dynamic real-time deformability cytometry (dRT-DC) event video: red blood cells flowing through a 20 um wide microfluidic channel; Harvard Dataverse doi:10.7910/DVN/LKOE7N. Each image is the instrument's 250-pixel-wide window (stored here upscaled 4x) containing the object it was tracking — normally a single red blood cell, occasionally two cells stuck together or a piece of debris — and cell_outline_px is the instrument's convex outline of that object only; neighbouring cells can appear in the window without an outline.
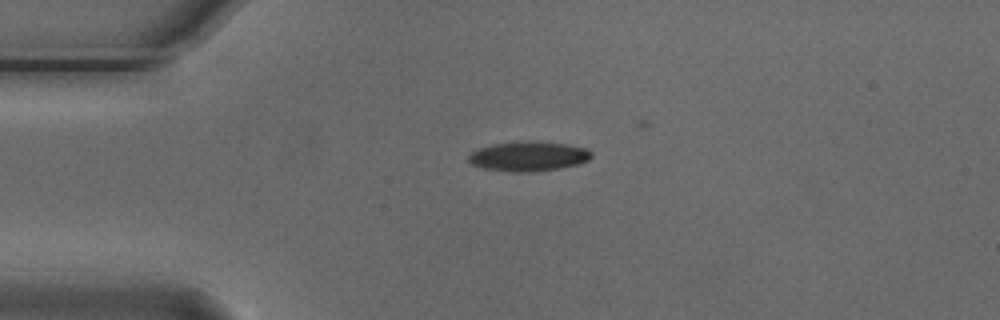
{"species": "Egyptian fruit bat (a non-hibernating species)", "species_latin": "Rousettus aegyptiacus", "temperature_condition": "cold", "stored_images_in_passage": 2, "camera_frame_rate_fps": 3000, "um_per_image_px": 0.085, "animal": {"sex": "male"}, "frame": {"image": 1, "passage_image": 1, "time_ms": 0.0, "image_size_px": [1000, 320], "cell_outline_px": [[592, 156], [588, 160], [580, 164], [560, 168], [532, 172], [512, 172], [484, 168], [472, 164], [468, 160], [468, 156], [472, 152], [480, 148], [492, 144], [532, 140], [564, 144], [588, 148], [592, 152]], "centroid_in_image_um": [44.95, 13.28], "position_along_channel_um": 40.0, "area_um2": 21.33}}